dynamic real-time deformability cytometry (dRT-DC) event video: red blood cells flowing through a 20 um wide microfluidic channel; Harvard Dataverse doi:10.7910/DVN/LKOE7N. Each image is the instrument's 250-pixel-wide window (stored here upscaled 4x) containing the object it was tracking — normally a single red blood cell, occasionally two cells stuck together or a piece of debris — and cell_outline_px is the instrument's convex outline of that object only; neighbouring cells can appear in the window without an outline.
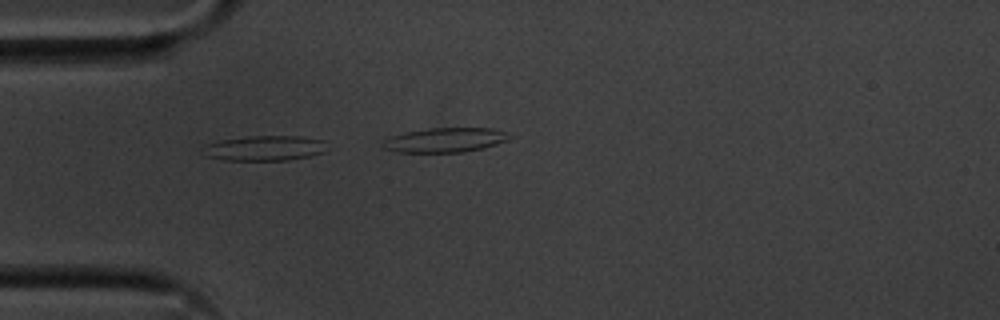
{"species": "common noctule bat (a hibernating species)", "species_latin": "Nyctalus noctula", "temperature_condition": "cold", "stored_images_in_passage": 12, "camera_frame_rate_fps": 3000, "um_per_image_px": 0.085, "animal": {"sex": "male", "body_mass_g": 20.1, "forearm_length_mm": 53.5}, "frame": {"image": 1, "passage_image": 9, "time_ms": 2.667, "image_size_px": [1000, 320], "cell_outline_px": [[324, 152], [308, 156], [288, 160], [224, 160], [204, 156], [204, 144], [220, 140], [248, 136], [300, 136], [324, 140]], "centroid_in_image_um": [22.44, 12.59], "position_along_channel_um": 62.6, "area_um2": 18.09}}